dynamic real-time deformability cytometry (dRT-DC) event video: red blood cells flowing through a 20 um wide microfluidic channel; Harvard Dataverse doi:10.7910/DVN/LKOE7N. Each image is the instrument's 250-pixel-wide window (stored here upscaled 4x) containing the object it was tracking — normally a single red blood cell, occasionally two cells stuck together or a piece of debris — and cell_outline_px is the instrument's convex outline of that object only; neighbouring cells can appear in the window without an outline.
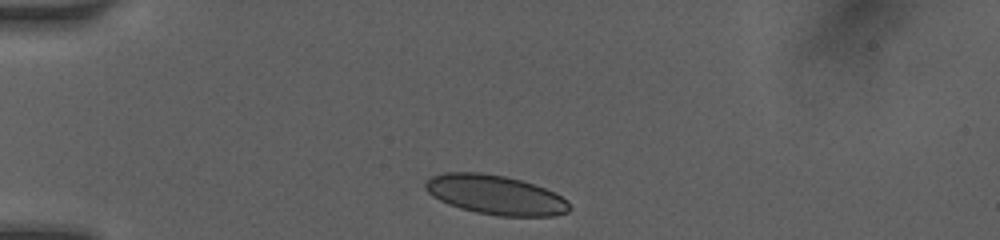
{"species": "human", "species_latin": "Homo sapiens", "temperature_condition": "room temperature", "stored_images_in_passage": 12, "camera_frame_rate_fps": 3000, "um_per_image_px": 0.085, "donor": {"sex": "female"}, "frame": {"image": 1, "passage_image": 1, "time_ms": 0.0, "image_size_px": [1000, 240], "cell_outline_px": [[572, 208], [568, 212], [556, 216], [500, 216], [476, 212], [460, 208], [448, 204], [432, 196], [424, 188], [424, 184], [432, 176], [444, 172], [480, 172], [504, 176], [520, 180], [544, 188], [568, 200]], "centroid_in_image_um": [42.11, 16.57], "position_along_channel_um": 42.9, "area_um2": 33.06}}
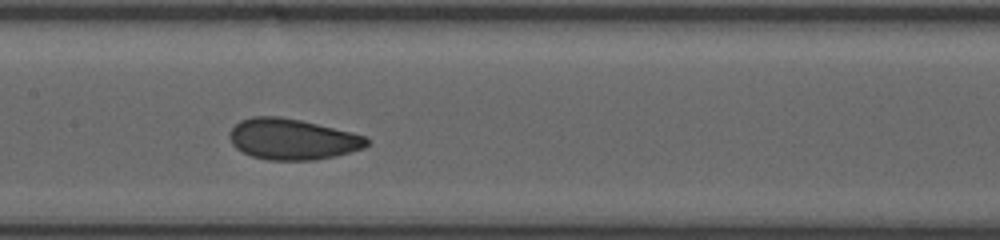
{"frame": {"image": 2, "passage_image": 5, "time_ms": 4.333, "image_size_px": [1000, 240], "cell_outline_px": [[368, 144], [364, 148], [336, 156], [316, 160], [268, 160], [252, 156], [236, 148], [232, 144], [228, 136], [228, 132], [240, 120], [252, 116], [280, 116], [300, 120], [352, 132], [368, 136]], "centroid_in_image_um": [24.85, 11.83], "position_along_channel_um": 182.6, "area_um2": 32.89}}
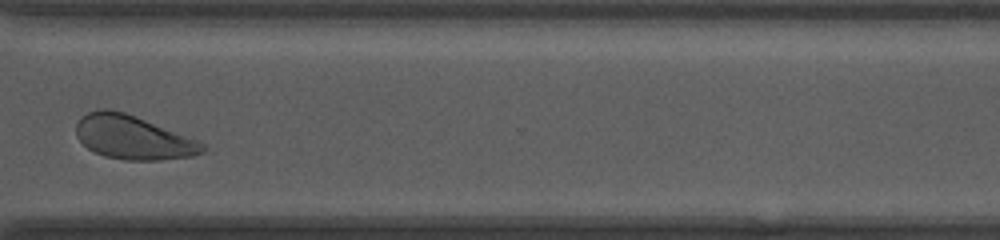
{"frame": {"image": 3, "passage_image": 10, "time_ms": 8.667, "image_size_px": [1000, 240], "cell_outline_px": [[208, 148], [204, 152], [192, 156], [160, 160], [124, 160], [104, 156], [88, 148], [76, 136], [76, 124], [80, 116], [88, 112], [100, 108], [108, 108], [124, 112], [136, 116], [200, 140]], "centroid_in_image_um": [11.33, 11.67], "position_along_channel_um": 359.3, "area_um2": 32.6}, "authors_computed_cell_mechanics": {"area_um2": 32.7437, "velocity_mm_per_s": 4.0926, "shape_relaxation_time_tau1_ms": 2.258, "shape_relaxation_time_tau2_ms": 0.8816, "deformation_change_tau1": 0.0878, "deformation_change_tau2": 0.0354}}